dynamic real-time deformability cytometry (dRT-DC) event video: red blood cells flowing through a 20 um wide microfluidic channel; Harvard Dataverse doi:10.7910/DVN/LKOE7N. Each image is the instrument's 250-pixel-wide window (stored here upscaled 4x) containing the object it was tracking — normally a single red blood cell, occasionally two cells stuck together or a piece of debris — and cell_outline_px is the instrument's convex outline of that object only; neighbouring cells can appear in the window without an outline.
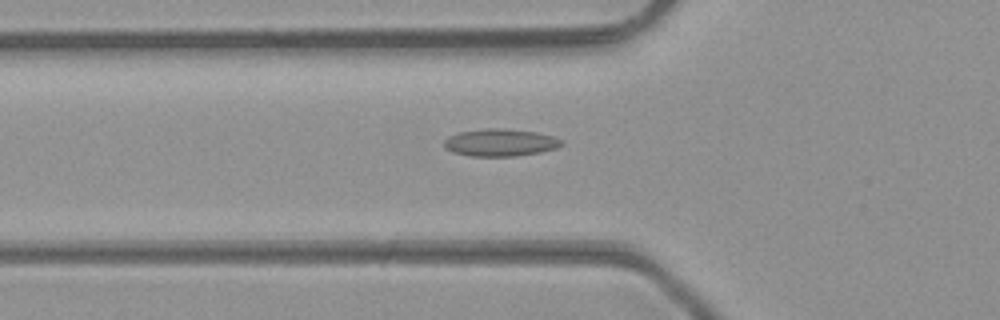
{"species": "common noctule bat (a hibernating species)", "species_latin": "Nyctalus noctula", "temperature_condition": "room temperature", "stored_images_in_passage": 47, "camera_frame_rate_fps": 3000, "um_per_image_px": 0.085, "animal": {"sex": "male", "body_mass_g": 23.1, "forearm_length_mm": 52.7}, "frame": {"image": 1, "passage_image": 16, "time_ms": 5.0, "image_size_px": [1000, 320], "cell_outline_px": [[564, 144], [556, 148], [540, 152], [516, 156], [472, 156], [452, 152], [444, 148], [444, 140], [448, 136], [456, 132], [484, 128], [504, 128], [536, 132], [552, 136], [564, 140]], "centroid_in_image_um": [42.5, 12.11], "position_along_channel_um": 83.3, "area_um2": 18.96}}
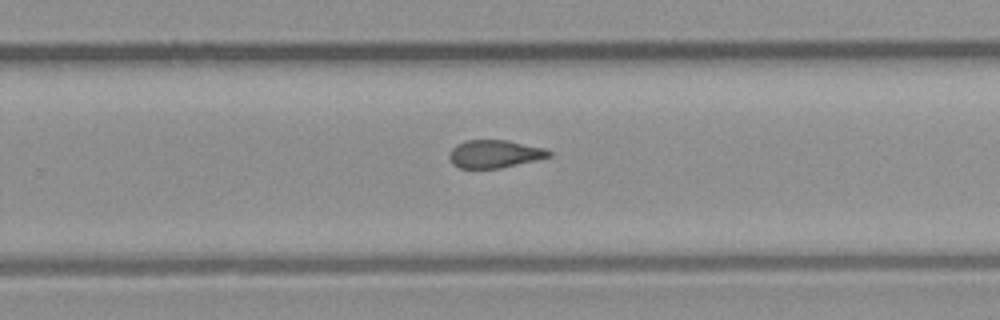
{"frame": {"image": 2, "passage_image": 30, "time_ms": 9.667, "image_size_px": [1000, 320], "cell_outline_px": [[552, 156], [536, 160], [500, 168], [460, 168], [452, 164], [448, 156], [448, 152], [456, 144], [468, 140], [508, 140], [544, 148], [552, 152]], "centroid_in_image_um": [42.02, 13.08], "position_along_channel_um": 287.8, "area_um2": 16.24}}
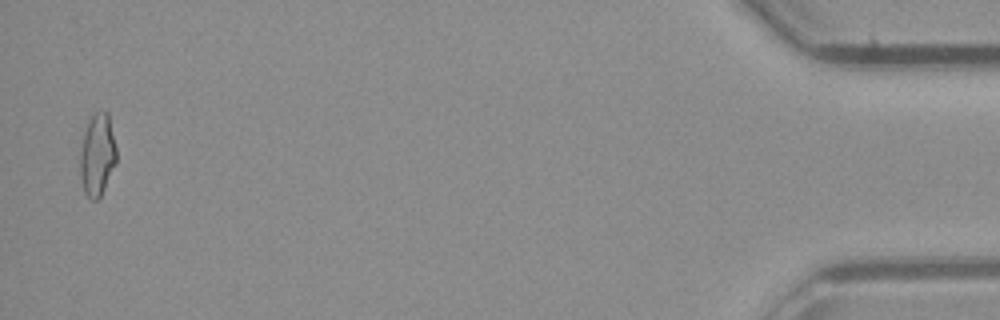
{"frame": {"image": 3, "passage_image": 46, "time_ms": 15.0, "image_size_px": [1000, 320], "cell_outline_px": [[116, 164], [100, 196], [96, 200], [92, 200], [84, 192], [80, 176], [80, 152], [84, 132], [92, 116], [96, 112], [108, 112], [116, 148]], "centroid_in_image_um": [8.27, 13.18], "position_along_channel_um": 426.9, "area_um2": 17.17}, "authors_computed_cell_mechanics": {"area_um2": 17.1666, "velocity_mm_per_s": 4.3523, "shape_relaxation_time_tau1_ms": null, "shape_relaxation_time_tau2_ms": 2.4406, "deformation_change_tau1": null, "deformation_change_tau2": 0.0912}}